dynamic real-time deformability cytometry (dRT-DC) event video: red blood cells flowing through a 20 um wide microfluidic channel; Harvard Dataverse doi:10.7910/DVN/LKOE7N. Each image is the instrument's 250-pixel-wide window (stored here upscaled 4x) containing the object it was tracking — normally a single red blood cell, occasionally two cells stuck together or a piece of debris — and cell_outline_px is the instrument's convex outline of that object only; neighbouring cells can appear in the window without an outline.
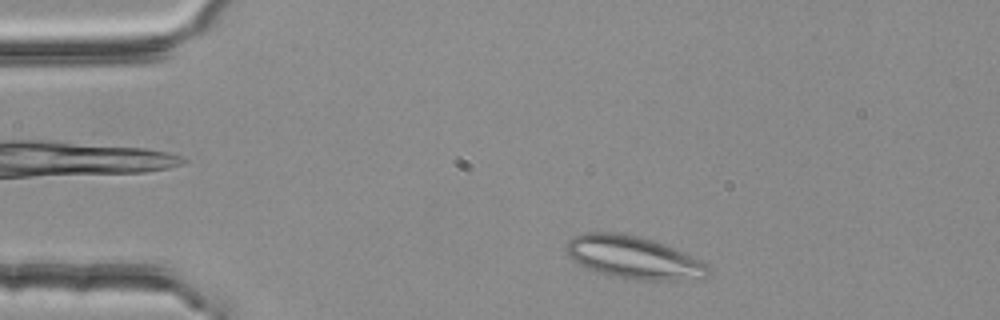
{"species": "common noctule bat (a hibernating species)", "species_latin": "Nyctalus noctula", "temperature_condition": "room temperature", "stored_images_in_passage": 5, "camera_frame_rate_fps": 3000, "um_per_image_px": 0.085, "animal": {"sex": "female", "body_mass_g": 25.1}, "frame": {"image": 1, "passage_image": 5, "time_ms": 1.333, "image_size_px": [1000, 320], "cell_outline_px": [[708, 276], [704, 280], [636, 280], [612, 276], [596, 272], [572, 260], [568, 256], [564, 248], [568, 240], [572, 236], [584, 232], [612, 232], [636, 236], [652, 240], [672, 248], [708, 264]], "centroid_in_image_um": [53.82, 21.9], "position_along_channel_um": 31.2, "area_um2": 35.26}}